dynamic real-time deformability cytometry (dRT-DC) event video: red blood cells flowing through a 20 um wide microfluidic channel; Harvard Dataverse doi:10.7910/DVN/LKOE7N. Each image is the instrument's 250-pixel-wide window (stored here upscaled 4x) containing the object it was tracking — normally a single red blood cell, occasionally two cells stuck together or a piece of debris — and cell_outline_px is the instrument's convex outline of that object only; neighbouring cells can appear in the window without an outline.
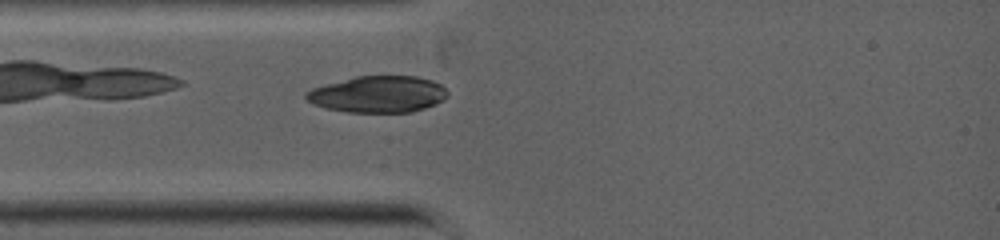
{"species": "common noctule bat (a hibernating species)", "species_latin": "Nyctalus noctula", "temperature_condition": "warm", "stored_images_in_passage": 4, "camera_frame_rate_fps": 5000, "um_per_image_px": 0.085, "animal": {"sex": "female", "body_mass_g": 19.0, "forearm_length_mm": 53.3}, "frame": {"image": 1, "passage_image": 2, "time_ms": 0.2, "image_size_px": [1000, 240], "cell_outline_px": [[448, 96], [436, 104], [412, 112], [348, 112], [324, 108], [312, 104], [304, 96], [304, 92], [312, 88], [356, 76], [416, 76], [432, 80], [440, 84], [448, 92]], "centroid_in_image_um": [32.12, 8.01], "position_along_channel_um": 52.9, "area_um2": 30.17}}